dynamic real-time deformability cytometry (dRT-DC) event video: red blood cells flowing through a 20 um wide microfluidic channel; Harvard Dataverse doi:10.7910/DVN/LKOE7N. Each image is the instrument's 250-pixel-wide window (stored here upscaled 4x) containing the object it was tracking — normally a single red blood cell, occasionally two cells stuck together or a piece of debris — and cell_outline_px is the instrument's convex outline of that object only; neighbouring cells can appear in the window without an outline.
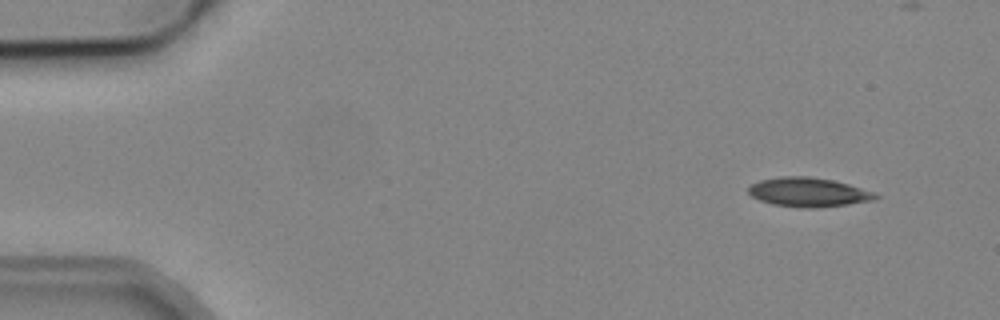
{"species": "common noctule bat (a hibernating species)", "species_latin": "Nyctalus noctula", "temperature_condition": "cold", "stored_images_in_passage": 4, "camera_frame_rate_fps": 3000, "um_per_image_px": 0.085, "animal": {"sex": "male", "body_mass_g": 19.2, "forearm_length_mm": 51.8}, "frame": {"image": 1, "passage_image": 1, "time_ms": 0.0, "image_size_px": [1000, 320], "cell_outline_px": [[880, 196], [872, 200], [848, 204], [816, 208], [804, 208], [772, 204], [760, 200], [752, 196], [748, 192], [748, 188], [752, 184], [760, 180], [780, 176], [808, 176], [832, 180], [848, 184], [872, 192]], "centroid_in_image_um": [68.68, 16.33], "position_along_channel_um": 16.3, "area_um2": 21.39}}
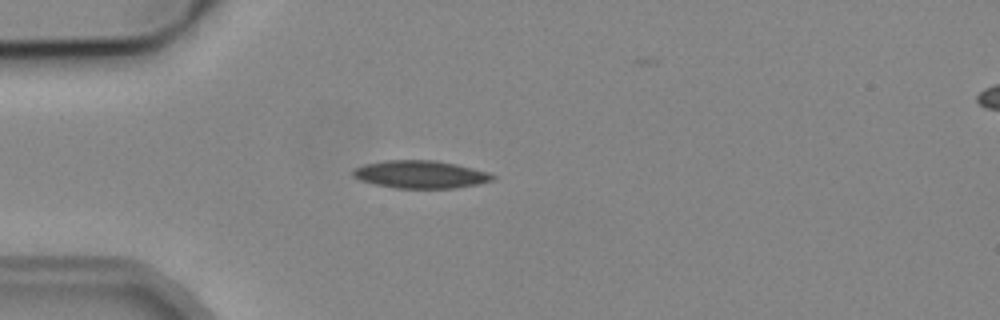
{"frame": {"image": 2, "passage_image": 4, "time_ms": 3.333, "image_size_px": [1000, 320], "cell_outline_px": [[496, 176], [492, 180], [476, 184], [452, 188], [396, 188], [376, 184], [360, 180], [352, 176], [352, 172], [356, 168], [364, 164], [384, 160], [432, 160], [456, 164], [488, 172]], "centroid_in_image_um": [35.71, 14.82], "position_along_channel_um": 49.3, "area_um2": 22.31}}